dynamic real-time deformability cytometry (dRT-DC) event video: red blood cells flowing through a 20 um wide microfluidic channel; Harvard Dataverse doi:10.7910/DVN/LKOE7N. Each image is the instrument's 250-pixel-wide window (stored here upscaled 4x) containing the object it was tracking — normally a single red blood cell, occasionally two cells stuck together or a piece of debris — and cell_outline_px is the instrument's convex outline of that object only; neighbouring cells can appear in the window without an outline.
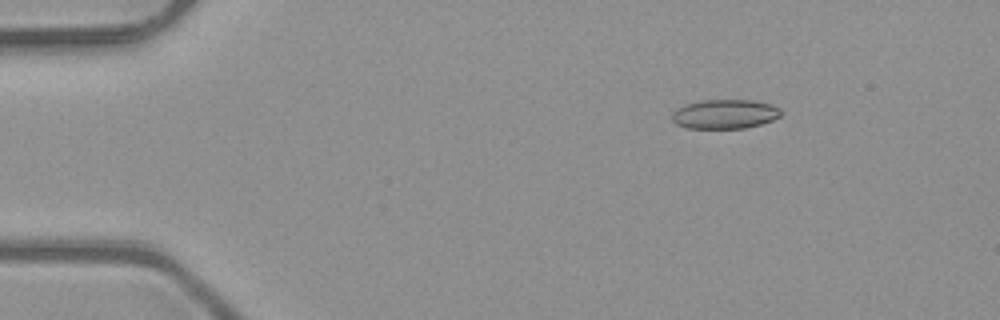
{"species": "common noctule bat (a hibernating species)", "species_latin": "Nyctalus noctula", "temperature_condition": "room temperature", "stored_images_in_passage": 5, "camera_frame_rate_fps": 3000, "um_per_image_px": 0.085, "animal": {"sex": "male", "body_mass_g": 23.1, "forearm_length_mm": 52.7}, "frame": {"image": 1, "passage_image": 3, "time_ms": 0.667, "image_size_px": [1000, 320], "cell_outline_px": [[784, 112], [780, 116], [772, 120], [760, 124], [744, 128], [688, 128], [676, 124], [672, 120], [672, 112], [676, 108], [684, 104], [704, 100], [756, 100], [772, 104], [780, 108]], "centroid_in_image_um": [61.62, 9.68], "position_along_channel_um": 23.4, "area_um2": 18.79}}